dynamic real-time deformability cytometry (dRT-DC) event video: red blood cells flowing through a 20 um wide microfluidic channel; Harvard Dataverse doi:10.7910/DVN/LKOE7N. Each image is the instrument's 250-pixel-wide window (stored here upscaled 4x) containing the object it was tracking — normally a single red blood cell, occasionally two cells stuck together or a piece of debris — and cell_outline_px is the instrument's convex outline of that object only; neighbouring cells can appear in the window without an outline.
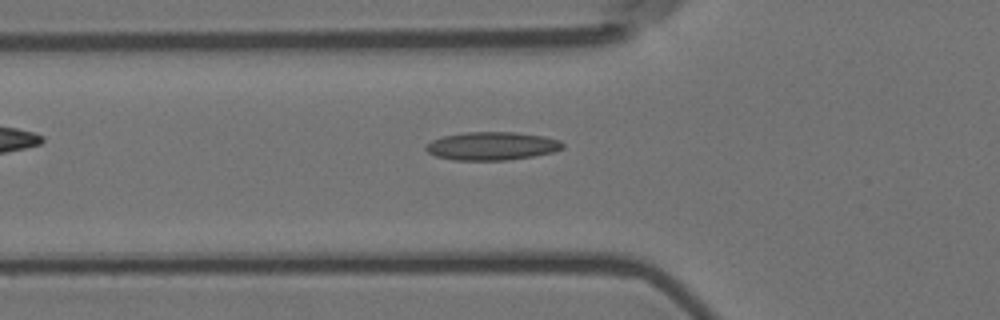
{"species": "Egyptian fruit bat (a non-hibernating species)", "species_latin": "Rousettus aegyptiacus", "temperature_condition": "room temperature", "stored_images_in_passage": 54, "camera_frame_rate_fps": 3000, "um_per_image_px": 0.085, "animal": {"sex": "female"}, "frame": {"image": 1, "passage_image": 19, "time_ms": 6.0, "image_size_px": [1000, 320], "cell_outline_px": [[564, 148], [552, 152], [532, 156], [508, 160], [452, 160], [436, 156], [428, 152], [424, 148], [432, 140], [444, 136], [464, 132], [516, 132], [544, 136], [560, 140], [564, 144]], "centroid_in_image_um": [41.82, 12.41], "position_along_channel_um": 84.0, "area_um2": 22.48}}
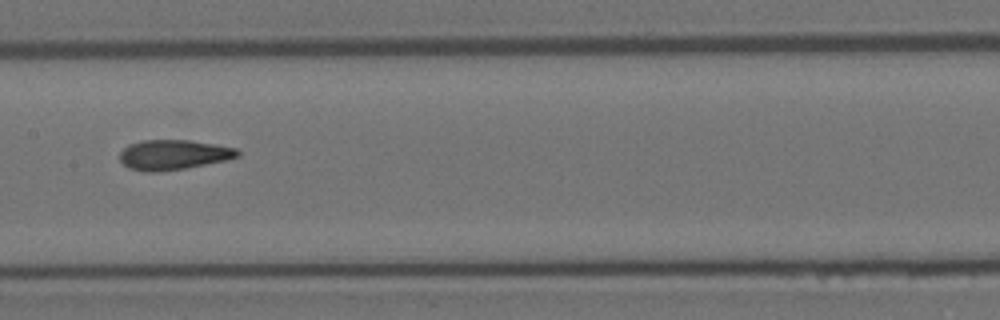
{"frame": {"image": 2, "passage_image": 28, "time_ms": 9.0, "image_size_px": [1000, 320], "cell_outline_px": [[240, 156], [228, 160], [184, 168], [160, 172], [144, 172], [128, 168], [120, 160], [120, 152], [128, 144], [144, 140], [188, 140], [236, 148], [240, 152]], "centroid_in_image_um": [14.73, 13.16], "position_along_channel_um": 192.7, "area_um2": 20.58}}
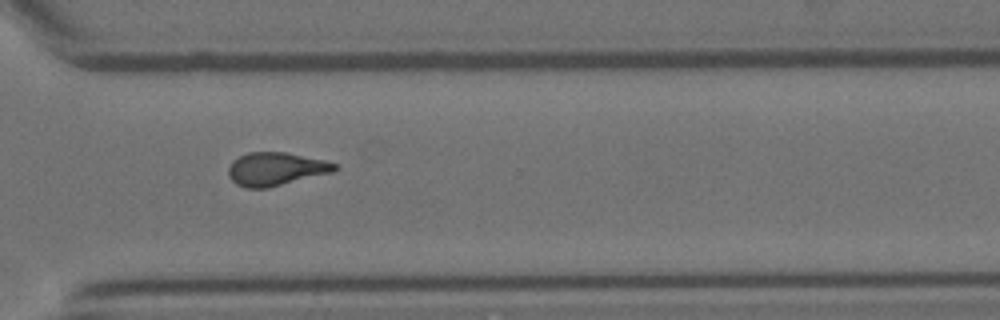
{"frame": {"image": 3, "passage_image": 41, "time_ms": 13.333, "image_size_px": [1000, 320], "cell_outline_px": [[340, 168], [332, 172], [268, 188], [244, 188], [236, 184], [228, 176], [228, 168], [232, 160], [248, 152], [284, 152], [324, 160], [336, 164]], "centroid_in_image_um": [23.41, 14.37], "position_along_channel_um": 347.2, "area_um2": 20.58}, "authors_computed_cell_mechanics": {"area_um2": 20.5479, "velocity_mm_per_s": 3.5781, "shape_relaxation_time_tau1_ms": null, "shape_relaxation_time_tau2_ms": 1.3294, "deformation_change_tau1": null, "deformation_change_tau2": 0.0885}}